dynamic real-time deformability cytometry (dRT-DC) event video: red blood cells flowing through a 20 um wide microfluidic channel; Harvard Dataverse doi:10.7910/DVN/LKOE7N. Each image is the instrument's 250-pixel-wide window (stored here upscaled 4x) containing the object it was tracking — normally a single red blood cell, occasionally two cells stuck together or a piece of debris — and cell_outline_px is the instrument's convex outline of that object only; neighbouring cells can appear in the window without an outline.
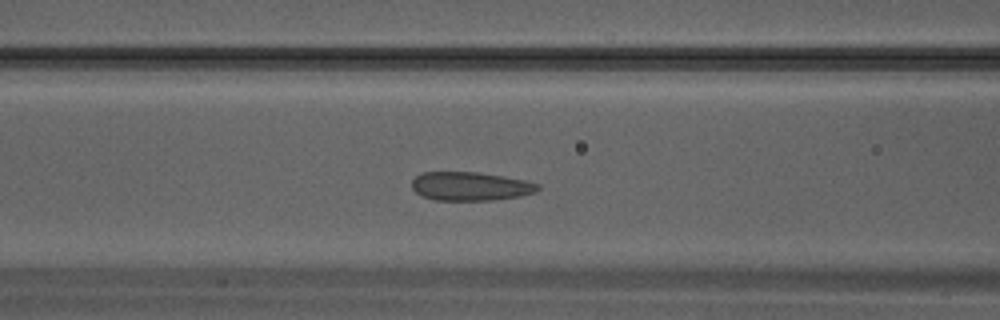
{"species": "Egyptian fruit bat (a non-hibernating species)", "species_latin": "Rousettus aegyptiacus", "temperature_condition": "warm", "stored_images_in_passage": 31, "camera_frame_rate_fps": 3000, "um_per_image_px": 0.085, "animal": {"sex": "male"}, "frame": {"image": 1, "passage_image": 12, "time_ms": 3.667, "image_size_px": [1000, 320], "cell_outline_px": [[540, 188], [536, 192], [520, 196], [492, 200], [436, 200], [420, 196], [412, 188], [412, 180], [420, 172], [476, 172], [504, 176], [524, 180], [540, 184]], "centroid_in_image_um": [39.97, 15.83], "position_along_channel_um": 126.6, "area_um2": 21.15}}
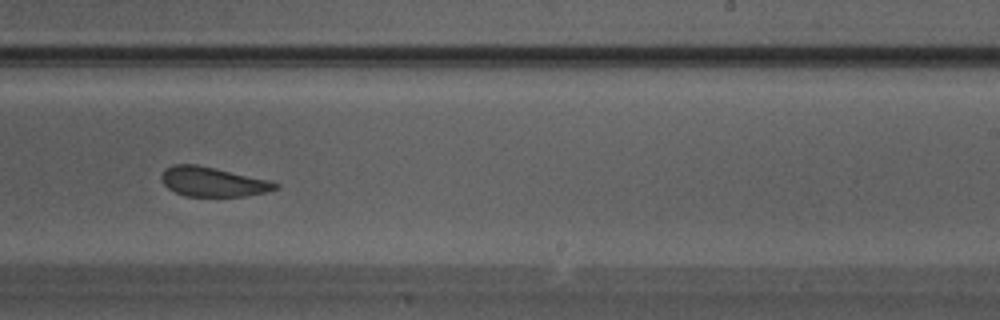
{"frame": {"image": 2, "passage_image": 19, "time_ms": 6.0, "image_size_px": [1000, 320], "cell_outline_px": [[280, 188], [264, 192], [244, 196], [184, 196], [168, 188], [160, 180], [160, 176], [164, 168], [172, 164], [196, 164], [272, 180], [280, 184]], "centroid_in_image_um": [18.09, 15.44], "position_along_channel_um": 270.9, "area_um2": 19.83}}
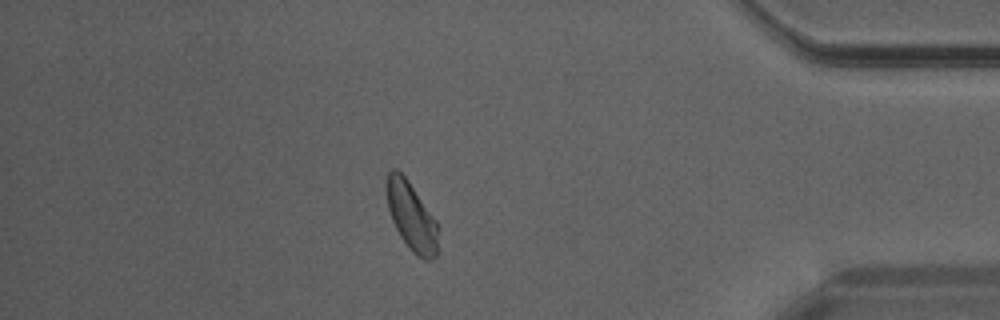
{"frame": {"image": 3, "passage_image": 27, "time_ms": 8.667, "image_size_px": [1000, 320], "cell_outline_px": [[440, 224], [436, 256], [432, 260], [424, 260], [416, 256], [412, 252], [400, 236], [392, 220], [388, 208], [384, 192], [388, 172], [392, 168], [396, 168], [408, 180]], "centroid_in_image_um": [34.99, 18.39], "position_along_channel_um": 400.2, "area_um2": 21.15}}